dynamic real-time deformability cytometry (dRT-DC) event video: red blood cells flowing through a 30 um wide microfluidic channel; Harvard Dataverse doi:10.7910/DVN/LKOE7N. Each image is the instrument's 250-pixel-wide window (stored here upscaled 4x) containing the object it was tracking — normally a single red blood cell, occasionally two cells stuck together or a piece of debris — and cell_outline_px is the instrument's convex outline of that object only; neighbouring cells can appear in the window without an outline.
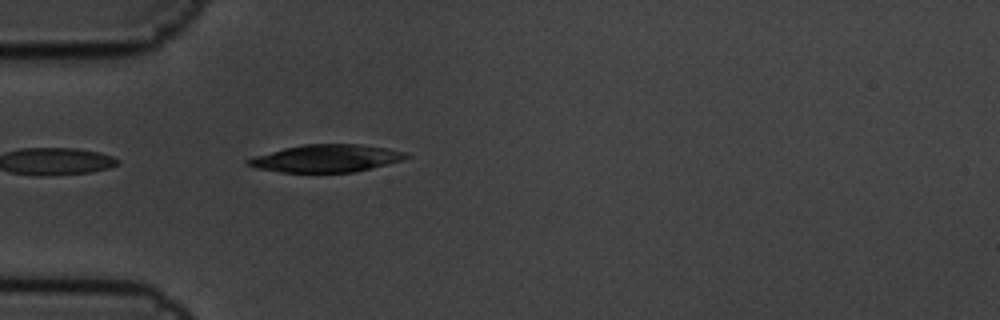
{"species": "common noctule bat (a hibernating species)", "species_latin": "Nyctalus noctula", "temperature_condition": "cold", "stored_images_in_passage": 4, "camera_frame_rate_fps": 3000, "um_per_image_px": 0.085, "animal": {"sex": "male", "body_mass_g": 19.5, "forearm_length_mm": 54.6}, "frame": {"image": 1, "passage_image": 4, "time_ms": 1.0, "image_size_px": [1000, 320], "cell_outline_px": [[412, 156], [388, 164], [356, 172], [280, 172], [256, 168], [244, 164], [244, 160], [256, 156], [284, 148], [304, 144], [360, 144], [388, 148], [408, 152]], "centroid_in_image_um": [27.75, 13.46], "position_along_channel_um": 57.2, "area_um2": 25.43}}